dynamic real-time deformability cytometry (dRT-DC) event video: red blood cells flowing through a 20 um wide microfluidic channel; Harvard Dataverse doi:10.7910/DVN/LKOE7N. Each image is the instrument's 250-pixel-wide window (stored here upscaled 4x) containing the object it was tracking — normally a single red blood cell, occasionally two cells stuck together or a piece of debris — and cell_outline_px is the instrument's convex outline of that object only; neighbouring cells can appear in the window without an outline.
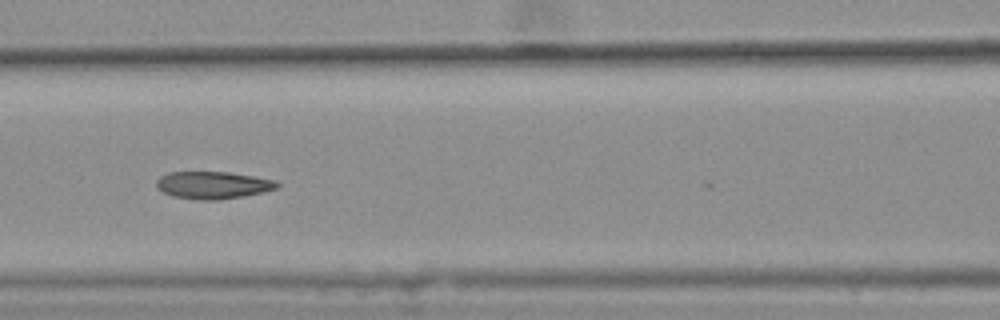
{"species": "common noctule bat (a hibernating species)", "species_latin": "Nyctalus noctula", "temperature_condition": "warm", "stored_images_in_passage": 35, "camera_frame_rate_fps": 3000, "um_per_image_px": 0.085, "animal": {"sex": "female", "body_mass_g": 25.1}, "frame": {"image": 1, "passage_image": 25, "time_ms": 8.0, "image_size_px": [1000, 320], "cell_outline_px": [[280, 184], [276, 188], [264, 192], [244, 196], [216, 200], [200, 200], [172, 196], [156, 188], [156, 180], [160, 176], [168, 172], [228, 172], [276, 180]], "centroid_in_image_um": [18.08, 15.73], "position_along_channel_um": 148.5, "area_um2": 19.25}}